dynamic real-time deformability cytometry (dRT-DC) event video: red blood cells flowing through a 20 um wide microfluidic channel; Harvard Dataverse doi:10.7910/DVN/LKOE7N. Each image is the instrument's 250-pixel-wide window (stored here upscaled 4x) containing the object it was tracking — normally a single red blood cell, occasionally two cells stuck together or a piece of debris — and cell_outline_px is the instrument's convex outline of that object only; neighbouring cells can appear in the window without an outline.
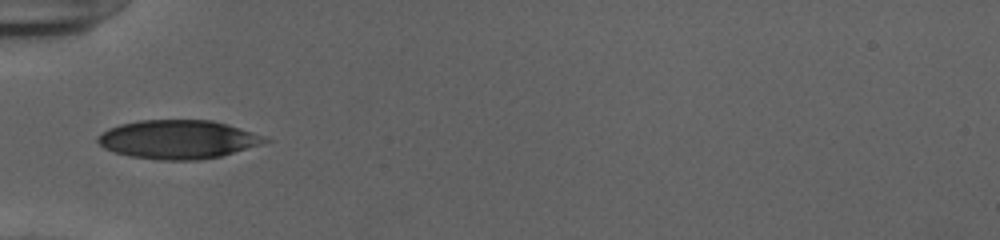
{"species": "human", "species_latin": "Homo sapiens", "temperature_condition": "cold", "stored_images_in_passage": 32, "camera_frame_rate_fps": 3000, "um_per_image_px": 0.085, "donor": {"sex": "female"}, "frame": {"image": 1, "passage_image": 1, "time_ms": 0.0, "image_size_px": [1000, 240], "cell_outline_px": [[272, 140], [264, 144], [220, 156], [200, 160], [160, 160], [132, 156], [116, 152], [104, 148], [96, 140], [96, 136], [108, 128], [120, 124], [136, 120], [212, 120], [228, 124], [264, 136]], "centroid_in_image_um": [15.14, 11.84], "position_along_channel_um": 69.9, "area_um2": 37.8}}
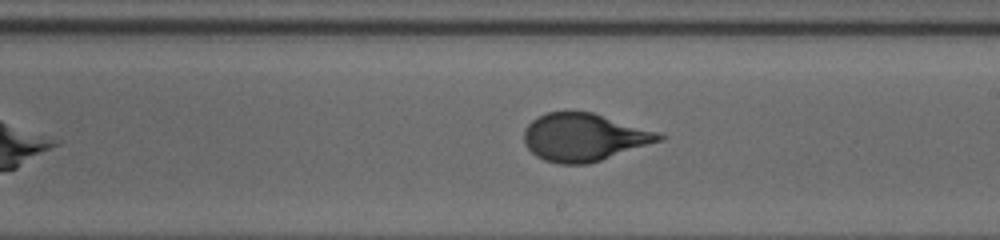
{"frame": {"image": 2, "passage_image": 14, "time_ms": 4.333, "image_size_px": [1000, 240], "cell_outline_px": [[668, 136], [664, 140], [588, 164], [560, 164], [544, 160], [536, 156], [524, 144], [524, 132], [528, 124], [532, 120], [548, 112], [592, 112], [660, 132]], "centroid_in_image_um": [49.68, 11.67], "position_along_channel_um": 239.3, "area_um2": 37.57}}
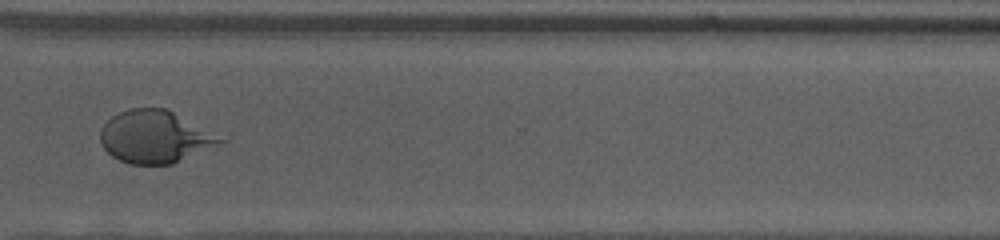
{"frame": {"image": 3, "passage_image": 23, "time_ms": 7.333, "image_size_px": [1000, 240], "cell_outline_px": [[232, 136], [228, 140], [172, 164], [128, 164], [112, 156], [104, 148], [100, 140], [100, 128], [112, 116], [128, 108], [168, 108]], "centroid_in_image_um": [13.32, 11.59], "position_along_channel_um": 357.3, "area_um2": 37.92}, "authors_computed_cell_mechanics": {"area_um2": 37.8012, "velocity_mm_per_s": 3.9262, "shape_relaxation_time_tau1_ms": 4.537, "shape_relaxation_time_tau2_ms": null, "deformation_change_tau1": 0.2003, "deformation_change_tau2": null}}